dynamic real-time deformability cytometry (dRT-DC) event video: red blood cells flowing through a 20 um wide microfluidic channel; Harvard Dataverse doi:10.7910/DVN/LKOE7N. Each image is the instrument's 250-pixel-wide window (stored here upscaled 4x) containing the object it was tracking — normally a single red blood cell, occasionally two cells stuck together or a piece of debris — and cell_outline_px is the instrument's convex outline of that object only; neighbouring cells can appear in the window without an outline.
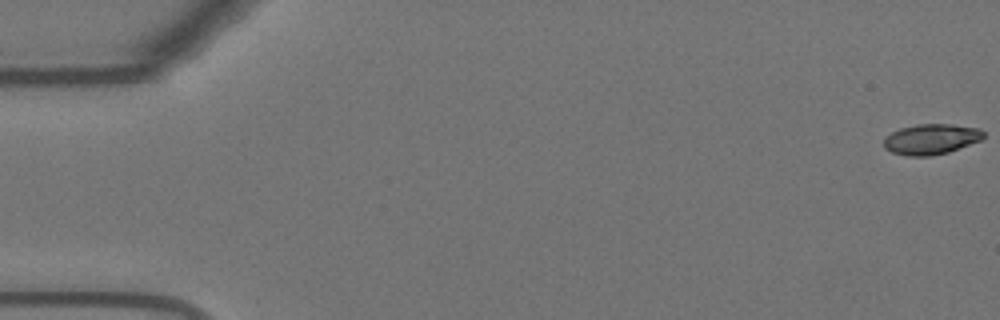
{"species": "Egyptian fruit bat (a non-hibernating species)", "species_latin": "Rousettus aegyptiacus", "temperature_condition": "warm", "stored_images_in_passage": 56, "camera_frame_rate_fps": 3000, "um_per_image_px": 0.085, "animal": {"sex": "female"}, "frame": {"image": 1, "passage_image": 1, "time_ms": 0.0, "image_size_px": [1000, 320], "cell_outline_px": [[984, 136], [980, 140], [948, 152], [928, 156], [908, 156], [892, 152], [884, 148], [884, 136], [900, 128], [916, 124], [952, 124], [976, 128], [984, 132]], "centroid_in_image_um": [79.1, 11.82], "position_along_channel_um": 5.9, "area_um2": 17.57}}
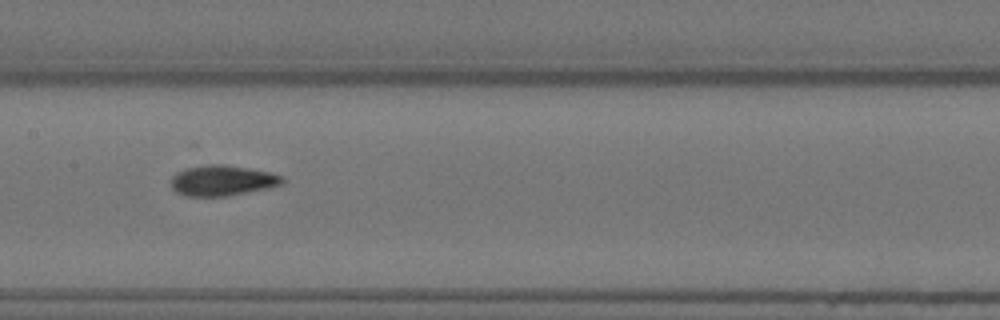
{"frame": {"image": 2, "passage_image": 28, "time_ms": 9.0, "image_size_px": [1000, 320], "cell_outline_px": [[284, 180], [280, 184], [268, 188], [228, 196], [184, 196], [176, 192], [172, 188], [172, 176], [176, 172], [184, 168], [208, 164], [224, 164], [248, 168], [268, 172], [284, 176]], "centroid_in_image_um": [18.86, 15.34], "position_along_channel_um": 188.5, "area_um2": 19.83}}
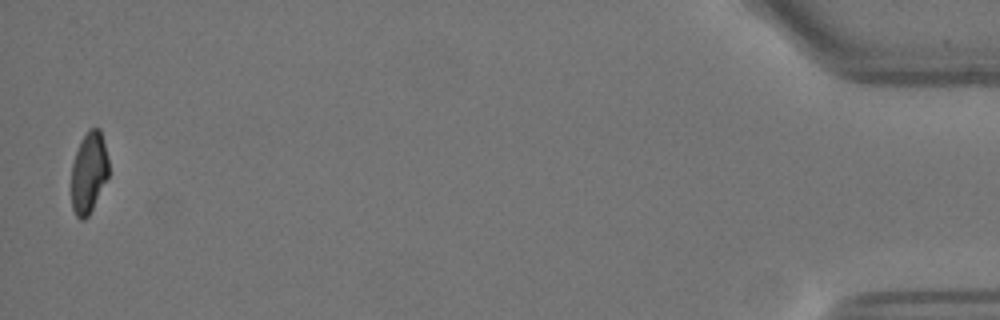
{"frame": {"image": 3, "passage_image": 55, "time_ms": 18.0, "image_size_px": [1000, 320], "cell_outline_px": [[108, 176], [88, 216], [84, 220], [80, 220], [76, 216], [72, 208], [72, 164], [80, 140], [88, 128], [100, 128], [108, 160]], "centroid_in_image_um": [7.53, 14.64], "position_along_channel_um": 427.7, "area_um2": 17.46}, "authors_computed_cell_mechanics": {"area_um2": 19.3052, "velocity_mm_per_s": 3.6926, "shape_relaxation_time_tau1_ms": null, "shape_relaxation_time_tau2_ms": 2.2205, "deformation_change_tau1": null, "deformation_change_tau2": 0.0672}}